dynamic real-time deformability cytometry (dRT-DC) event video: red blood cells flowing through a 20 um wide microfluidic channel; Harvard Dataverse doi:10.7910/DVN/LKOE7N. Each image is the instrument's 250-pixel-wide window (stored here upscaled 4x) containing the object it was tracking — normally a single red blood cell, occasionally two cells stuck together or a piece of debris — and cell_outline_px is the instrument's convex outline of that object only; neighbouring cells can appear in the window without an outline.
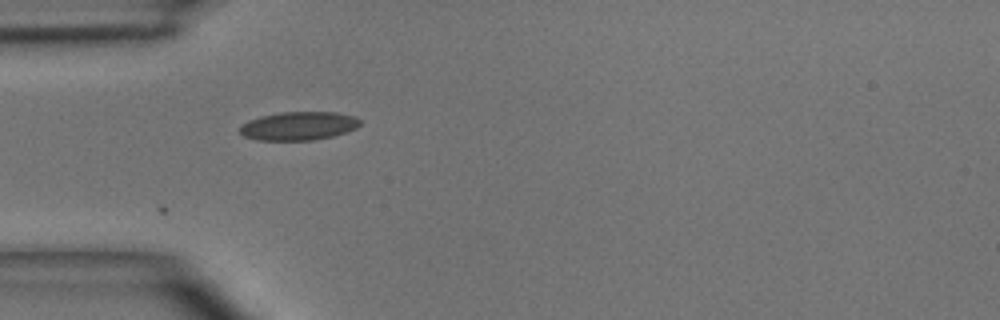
{"species": "common noctule bat (a hibernating species)", "species_latin": "Nyctalus noctula", "temperature_condition": "room temperature", "stored_images_in_passage": 4, "camera_frame_rate_fps": 3000, "um_per_image_px": 0.085, "animal": {"sex": "male", "body_mass_g": 15.6}, "frame": {"image": 1, "passage_image": 1, "time_ms": 0.0, "image_size_px": [1000, 320], "cell_outline_px": [[360, 124], [356, 128], [332, 136], [312, 140], [256, 140], [244, 136], [240, 132], [240, 128], [248, 120], [260, 116], [280, 112], [336, 112], [356, 116], [360, 120]], "centroid_in_image_um": [25.39, 10.69], "position_along_channel_um": 59.6, "area_um2": 19.88}}